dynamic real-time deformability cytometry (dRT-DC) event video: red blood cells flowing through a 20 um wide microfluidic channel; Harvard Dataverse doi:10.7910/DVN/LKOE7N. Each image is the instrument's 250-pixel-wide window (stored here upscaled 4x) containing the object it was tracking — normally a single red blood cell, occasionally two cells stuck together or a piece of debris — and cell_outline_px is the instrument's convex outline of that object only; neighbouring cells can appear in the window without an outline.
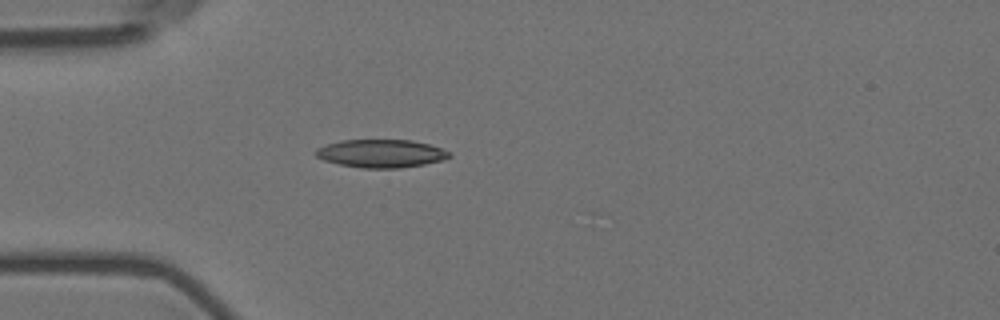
{"species": "Egyptian fruit bat (a non-hibernating species)", "species_latin": "Rousettus aegyptiacus", "temperature_condition": "room temperature", "stored_images_in_passage": 4, "camera_frame_rate_fps": 3000, "um_per_image_px": 0.085, "animal": {"sex": "female"}, "frame": {"image": 1, "passage_image": 4, "time_ms": 1.0, "image_size_px": [1000, 320], "cell_outline_px": [[452, 156], [444, 160], [424, 164], [400, 168], [360, 168], [340, 164], [324, 160], [316, 156], [312, 152], [316, 148], [340, 140], [412, 140], [428, 144], [452, 152]], "centroid_in_image_um": [32.39, 13.05], "position_along_channel_um": 52.6, "area_um2": 21.96}}